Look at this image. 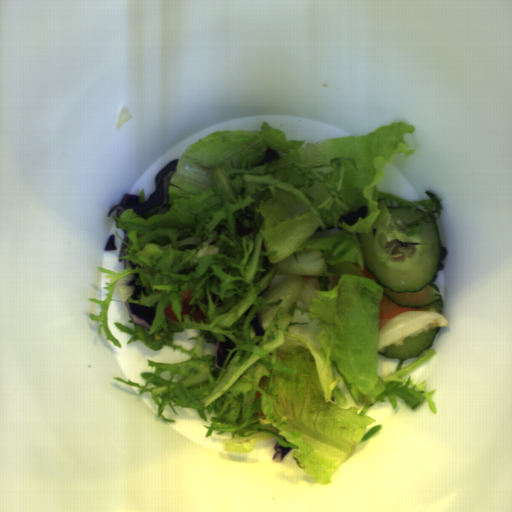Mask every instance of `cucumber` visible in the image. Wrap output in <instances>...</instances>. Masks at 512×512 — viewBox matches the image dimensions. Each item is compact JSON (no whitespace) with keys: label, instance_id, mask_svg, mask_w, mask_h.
<instances>
[{"label":"cucumber","instance_id":"obj_1","mask_svg":"<svg viewBox=\"0 0 512 512\" xmlns=\"http://www.w3.org/2000/svg\"><path fill=\"white\" fill-rule=\"evenodd\" d=\"M369 233L357 235L364 266L398 307L442 315L444 299L433 279L440 265L441 243L432 216L416 208L389 207L385 200Z\"/></svg>","mask_w":512,"mask_h":512},{"label":"cucumber","instance_id":"obj_2","mask_svg":"<svg viewBox=\"0 0 512 512\" xmlns=\"http://www.w3.org/2000/svg\"><path fill=\"white\" fill-rule=\"evenodd\" d=\"M442 326L431 328L428 332H422L417 336H406L403 340V345L395 346L390 344L384 352L377 351V354L385 356L389 359L405 360L417 358L420 354L428 349H431L434 344L436 334L441 330Z\"/></svg>","mask_w":512,"mask_h":512}]
</instances>
